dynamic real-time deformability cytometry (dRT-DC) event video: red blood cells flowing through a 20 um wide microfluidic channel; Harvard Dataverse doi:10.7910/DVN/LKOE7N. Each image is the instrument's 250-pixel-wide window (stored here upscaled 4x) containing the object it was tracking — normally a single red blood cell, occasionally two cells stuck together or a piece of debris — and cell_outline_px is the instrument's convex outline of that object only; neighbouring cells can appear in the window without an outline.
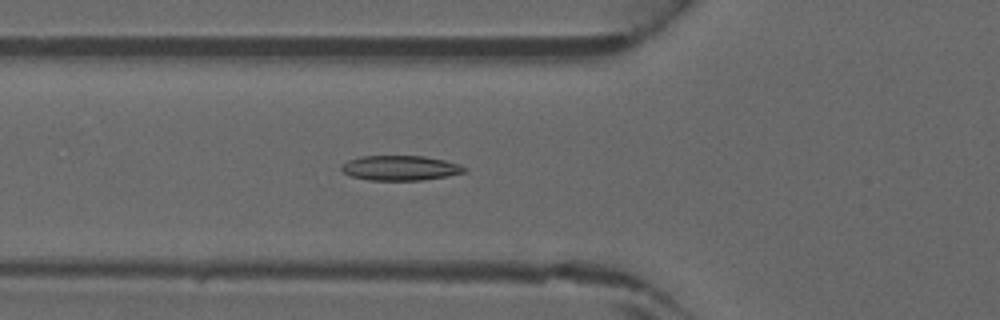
{"species": "common noctule bat (a hibernating species)", "species_latin": "Nyctalus noctula", "temperature_condition": "warm", "stored_images_in_passage": 31, "camera_frame_rate_fps": 3000, "um_per_image_px": 0.085, "animal": {"sex": "male", "forearm_length_mm": 52.5}, "frame": {"image": 1, "passage_image": 2, "time_ms": 0.333, "image_size_px": [1000, 320], "cell_outline_px": [[468, 172], [448, 176], [424, 180], [368, 180], [352, 176], [344, 172], [340, 168], [340, 164], [348, 160], [360, 156], [424, 156], [444, 160], [460, 164], [468, 168]], "centroid_in_image_um": [34.06, 14.28], "position_along_channel_um": 91.7, "area_um2": 18.03}}
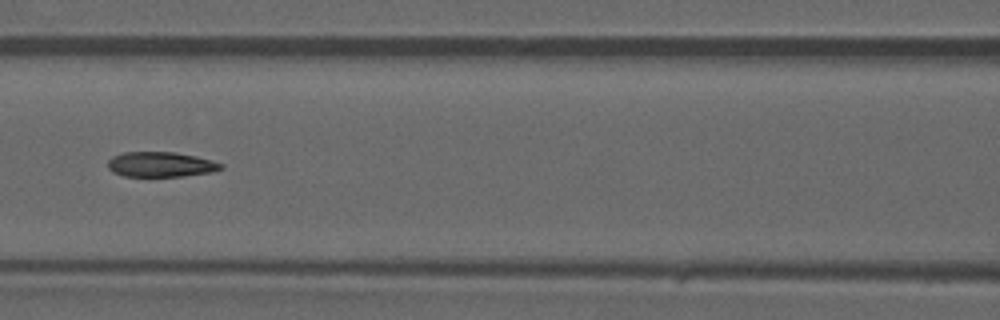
{"frame": {"image": 2, "passage_image": 6, "time_ms": 1.667, "image_size_px": [1000, 320], "cell_outline_px": [[224, 168], [212, 172], [184, 176], [124, 176], [112, 172], [108, 168], [108, 160], [112, 156], [124, 152], [176, 152], [196, 156], [212, 160], [224, 164]], "centroid_in_image_um": [13.68, 13.97], "position_along_channel_um": 152.9, "area_um2": 16.65}}
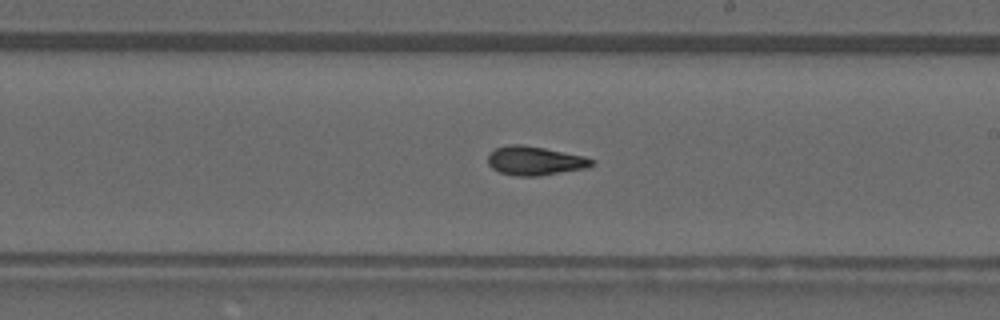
{"frame": {"image": 3, "passage_image": 12, "time_ms": 3.667, "image_size_px": [1000, 320], "cell_outline_px": [[596, 164], [588, 168], [540, 176], [516, 176], [500, 172], [492, 168], [488, 164], [488, 156], [496, 148], [508, 144], [524, 144], [584, 156], [596, 160]], "centroid_in_image_um": [45.51, 13.67], "position_along_channel_um": 243.5, "area_um2": 17.69}}